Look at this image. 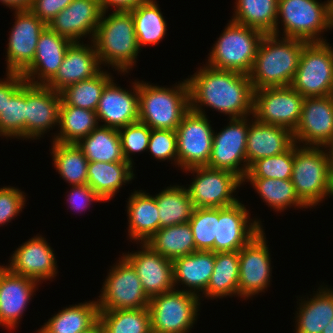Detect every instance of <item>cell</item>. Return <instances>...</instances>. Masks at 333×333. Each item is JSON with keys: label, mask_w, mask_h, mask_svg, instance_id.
Wrapping results in <instances>:
<instances>
[{"label": "cell", "mask_w": 333, "mask_h": 333, "mask_svg": "<svg viewBox=\"0 0 333 333\" xmlns=\"http://www.w3.org/2000/svg\"><path fill=\"white\" fill-rule=\"evenodd\" d=\"M186 79L191 110L206 115L204 108L209 107L228 118L253 115L254 89L248 74L204 64Z\"/></svg>", "instance_id": "1"}, {"label": "cell", "mask_w": 333, "mask_h": 333, "mask_svg": "<svg viewBox=\"0 0 333 333\" xmlns=\"http://www.w3.org/2000/svg\"><path fill=\"white\" fill-rule=\"evenodd\" d=\"M107 13L102 12L92 43L100 65L114 67L123 76L133 70L140 54L134 20L130 11Z\"/></svg>", "instance_id": "2"}, {"label": "cell", "mask_w": 333, "mask_h": 333, "mask_svg": "<svg viewBox=\"0 0 333 333\" xmlns=\"http://www.w3.org/2000/svg\"><path fill=\"white\" fill-rule=\"evenodd\" d=\"M307 43L300 39L265 34L248 74L253 89L290 86Z\"/></svg>", "instance_id": "3"}, {"label": "cell", "mask_w": 333, "mask_h": 333, "mask_svg": "<svg viewBox=\"0 0 333 333\" xmlns=\"http://www.w3.org/2000/svg\"><path fill=\"white\" fill-rule=\"evenodd\" d=\"M189 110L187 79L170 87L138 80V121L150 129L175 131Z\"/></svg>", "instance_id": "4"}, {"label": "cell", "mask_w": 333, "mask_h": 333, "mask_svg": "<svg viewBox=\"0 0 333 333\" xmlns=\"http://www.w3.org/2000/svg\"><path fill=\"white\" fill-rule=\"evenodd\" d=\"M291 182L301 201L310 209H315L325 198H333V171L327 147L294 143Z\"/></svg>", "instance_id": "5"}, {"label": "cell", "mask_w": 333, "mask_h": 333, "mask_svg": "<svg viewBox=\"0 0 333 333\" xmlns=\"http://www.w3.org/2000/svg\"><path fill=\"white\" fill-rule=\"evenodd\" d=\"M264 35L230 19L211 47L205 63L216 69L249 74Z\"/></svg>", "instance_id": "6"}, {"label": "cell", "mask_w": 333, "mask_h": 333, "mask_svg": "<svg viewBox=\"0 0 333 333\" xmlns=\"http://www.w3.org/2000/svg\"><path fill=\"white\" fill-rule=\"evenodd\" d=\"M281 27L282 32H280ZM330 30L327 3L318 0H278L274 35L310 42H326ZM282 33V34H281ZM322 34V35H321Z\"/></svg>", "instance_id": "7"}, {"label": "cell", "mask_w": 333, "mask_h": 333, "mask_svg": "<svg viewBox=\"0 0 333 333\" xmlns=\"http://www.w3.org/2000/svg\"><path fill=\"white\" fill-rule=\"evenodd\" d=\"M200 297L173 289L150 298L151 331L155 333H189L200 315Z\"/></svg>", "instance_id": "8"}, {"label": "cell", "mask_w": 333, "mask_h": 333, "mask_svg": "<svg viewBox=\"0 0 333 333\" xmlns=\"http://www.w3.org/2000/svg\"><path fill=\"white\" fill-rule=\"evenodd\" d=\"M329 42L307 43L301 52L291 87L304 98L330 96L333 83V47Z\"/></svg>", "instance_id": "9"}, {"label": "cell", "mask_w": 333, "mask_h": 333, "mask_svg": "<svg viewBox=\"0 0 333 333\" xmlns=\"http://www.w3.org/2000/svg\"><path fill=\"white\" fill-rule=\"evenodd\" d=\"M118 259L110 266L96 300L99 311L148 307L150 299L143 291L135 269L123 256Z\"/></svg>", "instance_id": "10"}, {"label": "cell", "mask_w": 333, "mask_h": 333, "mask_svg": "<svg viewBox=\"0 0 333 333\" xmlns=\"http://www.w3.org/2000/svg\"><path fill=\"white\" fill-rule=\"evenodd\" d=\"M182 172L194 176L187 190L195 208H223L240 201L235 193L243 181L234 173L208 166L193 167Z\"/></svg>", "instance_id": "11"}, {"label": "cell", "mask_w": 333, "mask_h": 333, "mask_svg": "<svg viewBox=\"0 0 333 333\" xmlns=\"http://www.w3.org/2000/svg\"><path fill=\"white\" fill-rule=\"evenodd\" d=\"M250 117V118H249ZM254 116L229 118V122L217 133L214 131L212 152L208 167L225 170L242 181L247 174L246 143L249 124Z\"/></svg>", "instance_id": "12"}, {"label": "cell", "mask_w": 333, "mask_h": 333, "mask_svg": "<svg viewBox=\"0 0 333 333\" xmlns=\"http://www.w3.org/2000/svg\"><path fill=\"white\" fill-rule=\"evenodd\" d=\"M206 115L189 110L177 127L178 167L181 171L207 166L212 152L214 129Z\"/></svg>", "instance_id": "13"}, {"label": "cell", "mask_w": 333, "mask_h": 333, "mask_svg": "<svg viewBox=\"0 0 333 333\" xmlns=\"http://www.w3.org/2000/svg\"><path fill=\"white\" fill-rule=\"evenodd\" d=\"M304 97L291 86L254 90L253 116L264 124L279 125L292 132L297 127Z\"/></svg>", "instance_id": "14"}, {"label": "cell", "mask_w": 333, "mask_h": 333, "mask_svg": "<svg viewBox=\"0 0 333 333\" xmlns=\"http://www.w3.org/2000/svg\"><path fill=\"white\" fill-rule=\"evenodd\" d=\"M264 228L239 250V297L252 300L270 287L271 253Z\"/></svg>", "instance_id": "15"}, {"label": "cell", "mask_w": 333, "mask_h": 333, "mask_svg": "<svg viewBox=\"0 0 333 333\" xmlns=\"http://www.w3.org/2000/svg\"><path fill=\"white\" fill-rule=\"evenodd\" d=\"M15 22L11 28L6 50V73H22L35 57L36 45L46 24L30 10L13 12Z\"/></svg>", "instance_id": "16"}, {"label": "cell", "mask_w": 333, "mask_h": 333, "mask_svg": "<svg viewBox=\"0 0 333 333\" xmlns=\"http://www.w3.org/2000/svg\"><path fill=\"white\" fill-rule=\"evenodd\" d=\"M300 146L327 147L333 140V97L304 98L301 117L293 131Z\"/></svg>", "instance_id": "17"}, {"label": "cell", "mask_w": 333, "mask_h": 333, "mask_svg": "<svg viewBox=\"0 0 333 333\" xmlns=\"http://www.w3.org/2000/svg\"><path fill=\"white\" fill-rule=\"evenodd\" d=\"M245 206L247 207L242 201H238L231 206L219 208L215 253L239 251L263 229L261 219H251V213Z\"/></svg>", "instance_id": "18"}, {"label": "cell", "mask_w": 333, "mask_h": 333, "mask_svg": "<svg viewBox=\"0 0 333 333\" xmlns=\"http://www.w3.org/2000/svg\"><path fill=\"white\" fill-rule=\"evenodd\" d=\"M54 249L46 238L37 234L18 246L4 265L12 273L32 278L42 284L57 276L58 266ZM42 282V283H41Z\"/></svg>", "instance_id": "19"}, {"label": "cell", "mask_w": 333, "mask_h": 333, "mask_svg": "<svg viewBox=\"0 0 333 333\" xmlns=\"http://www.w3.org/2000/svg\"><path fill=\"white\" fill-rule=\"evenodd\" d=\"M60 103L59 92L26 82L25 140H37L53 128L58 129Z\"/></svg>", "instance_id": "20"}, {"label": "cell", "mask_w": 333, "mask_h": 333, "mask_svg": "<svg viewBox=\"0 0 333 333\" xmlns=\"http://www.w3.org/2000/svg\"><path fill=\"white\" fill-rule=\"evenodd\" d=\"M39 285L32 278L12 273L6 266L0 269V327L10 332L17 329Z\"/></svg>", "instance_id": "21"}, {"label": "cell", "mask_w": 333, "mask_h": 333, "mask_svg": "<svg viewBox=\"0 0 333 333\" xmlns=\"http://www.w3.org/2000/svg\"><path fill=\"white\" fill-rule=\"evenodd\" d=\"M139 246L141 250L128 251L122 256L135 269L148 298L173 290V261L154 252L145 243H139Z\"/></svg>", "instance_id": "22"}, {"label": "cell", "mask_w": 333, "mask_h": 333, "mask_svg": "<svg viewBox=\"0 0 333 333\" xmlns=\"http://www.w3.org/2000/svg\"><path fill=\"white\" fill-rule=\"evenodd\" d=\"M101 15L99 0H73L47 26L71 42L92 41Z\"/></svg>", "instance_id": "23"}, {"label": "cell", "mask_w": 333, "mask_h": 333, "mask_svg": "<svg viewBox=\"0 0 333 333\" xmlns=\"http://www.w3.org/2000/svg\"><path fill=\"white\" fill-rule=\"evenodd\" d=\"M115 81L113 78L104 87L95 112L100 126L119 129L138 122V79L129 90Z\"/></svg>", "instance_id": "24"}, {"label": "cell", "mask_w": 333, "mask_h": 333, "mask_svg": "<svg viewBox=\"0 0 333 333\" xmlns=\"http://www.w3.org/2000/svg\"><path fill=\"white\" fill-rule=\"evenodd\" d=\"M72 43L46 26L38 38L32 63L21 73L25 81L33 85H46L58 72Z\"/></svg>", "instance_id": "25"}, {"label": "cell", "mask_w": 333, "mask_h": 333, "mask_svg": "<svg viewBox=\"0 0 333 333\" xmlns=\"http://www.w3.org/2000/svg\"><path fill=\"white\" fill-rule=\"evenodd\" d=\"M88 42H73L68 47L58 72L47 87L60 93L70 85L93 78L103 69L92 41Z\"/></svg>", "instance_id": "26"}, {"label": "cell", "mask_w": 333, "mask_h": 333, "mask_svg": "<svg viewBox=\"0 0 333 333\" xmlns=\"http://www.w3.org/2000/svg\"><path fill=\"white\" fill-rule=\"evenodd\" d=\"M293 144L291 130L279 125L260 123L254 118L249 124L247 135V169L258 159L284 153Z\"/></svg>", "instance_id": "27"}, {"label": "cell", "mask_w": 333, "mask_h": 333, "mask_svg": "<svg viewBox=\"0 0 333 333\" xmlns=\"http://www.w3.org/2000/svg\"><path fill=\"white\" fill-rule=\"evenodd\" d=\"M214 263L215 252L213 251H195L189 255L175 258L173 260L175 289L200 297L208 286ZM181 285L183 287L179 289L178 286L181 287Z\"/></svg>", "instance_id": "28"}, {"label": "cell", "mask_w": 333, "mask_h": 333, "mask_svg": "<svg viewBox=\"0 0 333 333\" xmlns=\"http://www.w3.org/2000/svg\"><path fill=\"white\" fill-rule=\"evenodd\" d=\"M127 199V238L137 245L146 243L160 229L156 199L144 190H134Z\"/></svg>", "instance_id": "29"}, {"label": "cell", "mask_w": 333, "mask_h": 333, "mask_svg": "<svg viewBox=\"0 0 333 333\" xmlns=\"http://www.w3.org/2000/svg\"><path fill=\"white\" fill-rule=\"evenodd\" d=\"M313 292L311 298L303 296L297 301L295 333H322L333 319V288L324 284Z\"/></svg>", "instance_id": "30"}, {"label": "cell", "mask_w": 333, "mask_h": 333, "mask_svg": "<svg viewBox=\"0 0 333 333\" xmlns=\"http://www.w3.org/2000/svg\"><path fill=\"white\" fill-rule=\"evenodd\" d=\"M134 167L129 162H89V185L105 202L110 201L123 185L134 180Z\"/></svg>", "instance_id": "31"}, {"label": "cell", "mask_w": 333, "mask_h": 333, "mask_svg": "<svg viewBox=\"0 0 333 333\" xmlns=\"http://www.w3.org/2000/svg\"><path fill=\"white\" fill-rule=\"evenodd\" d=\"M98 317L96 299L69 305L52 315L35 333H83L98 322Z\"/></svg>", "instance_id": "32"}, {"label": "cell", "mask_w": 333, "mask_h": 333, "mask_svg": "<svg viewBox=\"0 0 333 333\" xmlns=\"http://www.w3.org/2000/svg\"><path fill=\"white\" fill-rule=\"evenodd\" d=\"M239 251L215 253L213 273L204 293L207 300L239 297Z\"/></svg>", "instance_id": "33"}, {"label": "cell", "mask_w": 333, "mask_h": 333, "mask_svg": "<svg viewBox=\"0 0 333 333\" xmlns=\"http://www.w3.org/2000/svg\"><path fill=\"white\" fill-rule=\"evenodd\" d=\"M50 156L56 172L70 186L87 185L88 160L75 143L51 142Z\"/></svg>", "instance_id": "34"}, {"label": "cell", "mask_w": 333, "mask_h": 333, "mask_svg": "<svg viewBox=\"0 0 333 333\" xmlns=\"http://www.w3.org/2000/svg\"><path fill=\"white\" fill-rule=\"evenodd\" d=\"M77 145L88 162H127L125 161L118 129L98 126Z\"/></svg>", "instance_id": "35"}, {"label": "cell", "mask_w": 333, "mask_h": 333, "mask_svg": "<svg viewBox=\"0 0 333 333\" xmlns=\"http://www.w3.org/2000/svg\"><path fill=\"white\" fill-rule=\"evenodd\" d=\"M159 210L160 228L187 223L195 209L187 185H170L153 195Z\"/></svg>", "instance_id": "36"}, {"label": "cell", "mask_w": 333, "mask_h": 333, "mask_svg": "<svg viewBox=\"0 0 333 333\" xmlns=\"http://www.w3.org/2000/svg\"><path fill=\"white\" fill-rule=\"evenodd\" d=\"M99 126L95 111L70 105H60L59 126L53 133V142L75 143L88 136Z\"/></svg>", "instance_id": "37"}, {"label": "cell", "mask_w": 333, "mask_h": 333, "mask_svg": "<svg viewBox=\"0 0 333 333\" xmlns=\"http://www.w3.org/2000/svg\"><path fill=\"white\" fill-rule=\"evenodd\" d=\"M145 244L172 261L196 251L189 222L160 228Z\"/></svg>", "instance_id": "38"}, {"label": "cell", "mask_w": 333, "mask_h": 333, "mask_svg": "<svg viewBox=\"0 0 333 333\" xmlns=\"http://www.w3.org/2000/svg\"><path fill=\"white\" fill-rule=\"evenodd\" d=\"M130 12L140 50L142 46L158 45L165 38L167 21L156 0L140 4Z\"/></svg>", "instance_id": "39"}, {"label": "cell", "mask_w": 333, "mask_h": 333, "mask_svg": "<svg viewBox=\"0 0 333 333\" xmlns=\"http://www.w3.org/2000/svg\"><path fill=\"white\" fill-rule=\"evenodd\" d=\"M231 20L257 29L264 34H274L278 0H235Z\"/></svg>", "instance_id": "40"}, {"label": "cell", "mask_w": 333, "mask_h": 333, "mask_svg": "<svg viewBox=\"0 0 333 333\" xmlns=\"http://www.w3.org/2000/svg\"><path fill=\"white\" fill-rule=\"evenodd\" d=\"M245 182H250L253 189L260 196L263 202L270 206L275 212H284L289 208L303 209L308 207L301 201L297 195L291 180L278 179H244Z\"/></svg>", "instance_id": "41"}, {"label": "cell", "mask_w": 333, "mask_h": 333, "mask_svg": "<svg viewBox=\"0 0 333 333\" xmlns=\"http://www.w3.org/2000/svg\"><path fill=\"white\" fill-rule=\"evenodd\" d=\"M113 78L111 72L102 69L93 78L68 86L60 92V105H70L96 111L104 87Z\"/></svg>", "instance_id": "42"}, {"label": "cell", "mask_w": 333, "mask_h": 333, "mask_svg": "<svg viewBox=\"0 0 333 333\" xmlns=\"http://www.w3.org/2000/svg\"><path fill=\"white\" fill-rule=\"evenodd\" d=\"M98 321L103 333H150L148 307L99 311Z\"/></svg>", "instance_id": "43"}, {"label": "cell", "mask_w": 333, "mask_h": 333, "mask_svg": "<svg viewBox=\"0 0 333 333\" xmlns=\"http://www.w3.org/2000/svg\"><path fill=\"white\" fill-rule=\"evenodd\" d=\"M25 126L26 81L6 97V106L0 112V137L25 140Z\"/></svg>", "instance_id": "44"}, {"label": "cell", "mask_w": 333, "mask_h": 333, "mask_svg": "<svg viewBox=\"0 0 333 333\" xmlns=\"http://www.w3.org/2000/svg\"><path fill=\"white\" fill-rule=\"evenodd\" d=\"M294 165V144L284 153L258 159L248 169L244 179L291 180Z\"/></svg>", "instance_id": "45"}, {"label": "cell", "mask_w": 333, "mask_h": 333, "mask_svg": "<svg viewBox=\"0 0 333 333\" xmlns=\"http://www.w3.org/2000/svg\"><path fill=\"white\" fill-rule=\"evenodd\" d=\"M219 208H195L188 221L194 237L196 251H213L217 238Z\"/></svg>", "instance_id": "46"}, {"label": "cell", "mask_w": 333, "mask_h": 333, "mask_svg": "<svg viewBox=\"0 0 333 333\" xmlns=\"http://www.w3.org/2000/svg\"><path fill=\"white\" fill-rule=\"evenodd\" d=\"M125 161L135 165L133 156L147 151L151 129L142 122H135L118 129Z\"/></svg>", "instance_id": "47"}, {"label": "cell", "mask_w": 333, "mask_h": 333, "mask_svg": "<svg viewBox=\"0 0 333 333\" xmlns=\"http://www.w3.org/2000/svg\"><path fill=\"white\" fill-rule=\"evenodd\" d=\"M177 134L173 130L151 129L147 151L154 159L171 161L178 167Z\"/></svg>", "instance_id": "48"}, {"label": "cell", "mask_w": 333, "mask_h": 333, "mask_svg": "<svg viewBox=\"0 0 333 333\" xmlns=\"http://www.w3.org/2000/svg\"><path fill=\"white\" fill-rule=\"evenodd\" d=\"M26 196L24 191L16 187H0V227L20 216L19 214L26 205Z\"/></svg>", "instance_id": "49"}, {"label": "cell", "mask_w": 333, "mask_h": 333, "mask_svg": "<svg viewBox=\"0 0 333 333\" xmlns=\"http://www.w3.org/2000/svg\"><path fill=\"white\" fill-rule=\"evenodd\" d=\"M66 203H68V209L74 210L80 214L86 209L90 208L93 202H104L102 198L89 186V185H77L70 186V191H67Z\"/></svg>", "instance_id": "50"}, {"label": "cell", "mask_w": 333, "mask_h": 333, "mask_svg": "<svg viewBox=\"0 0 333 333\" xmlns=\"http://www.w3.org/2000/svg\"><path fill=\"white\" fill-rule=\"evenodd\" d=\"M73 0H33L30 11L46 25Z\"/></svg>", "instance_id": "51"}, {"label": "cell", "mask_w": 333, "mask_h": 333, "mask_svg": "<svg viewBox=\"0 0 333 333\" xmlns=\"http://www.w3.org/2000/svg\"><path fill=\"white\" fill-rule=\"evenodd\" d=\"M7 77L0 79V112L6 106V97H9L25 79L20 73H5Z\"/></svg>", "instance_id": "52"}, {"label": "cell", "mask_w": 333, "mask_h": 333, "mask_svg": "<svg viewBox=\"0 0 333 333\" xmlns=\"http://www.w3.org/2000/svg\"><path fill=\"white\" fill-rule=\"evenodd\" d=\"M99 1L102 12H108L109 10L112 9L113 11H131L133 8L139 6L140 4L146 3L150 0H99Z\"/></svg>", "instance_id": "53"}, {"label": "cell", "mask_w": 333, "mask_h": 333, "mask_svg": "<svg viewBox=\"0 0 333 333\" xmlns=\"http://www.w3.org/2000/svg\"><path fill=\"white\" fill-rule=\"evenodd\" d=\"M3 6L9 7L13 11L16 10H29L32 6L33 0H0Z\"/></svg>", "instance_id": "54"}, {"label": "cell", "mask_w": 333, "mask_h": 333, "mask_svg": "<svg viewBox=\"0 0 333 333\" xmlns=\"http://www.w3.org/2000/svg\"><path fill=\"white\" fill-rule=\"evenodd\" d=\"M327 19L331 31L333 29V0H327Z\"/></svg>", "instance_id": "55"}, {"label": "cell", "mask_w": 333, "mask_h": 333, "mask_svg": "<svg viewBox=\"0 0 333 333\" xmlns=\"http://www.w3.org/2000/svg\"><path fill=\"white\" fill-rule=\"evenodd\" d=\"M83 333H103V330H102L101 324L98 321L92 328H90L88 331L83 332Z\"/></svg>", "instance_id": "56"}, {"label": "cell", "mask_w": 333, "mask_h": 333, "mask_svg": "<svg viewBox=\"0 0 333 333\" xmlns=\"http://www.w3.org/2000/svg\"><path fill=\"white\" fill-rule=\"evenodd\" d=\"M322 333H333V319L325 326Z\"/></svg>", "instance_id": "57"}, {"label": "cell", "mask_w": 333, "mask_h": 333, "mask_svg": "<svg viewBox=\"0 0 333 333\" xmlns=\"http://www.w3.org/2000/svg\"><path fill=\"white\" fill-rule=\"evenodd\" d=\"M327 149H328L329 154H330L331 168H332V171H333V140H332V142L327 146Z\"/></svg>", "instance_id": "58"}, {"label": "cell", "mask_w": 333, "mask_h": 333, "mask_svg": "<svg viewBox=\"0 0 333 333\" xmlns=\"http://www.w3.org/2000/svg\"><path fill=\"white\" fill-rule=\"evenodd\" d=\"M330 96L333 97V83H332V87H331V91H330Z\"/></svg>", "instance_id": "59"}]
</instances>
